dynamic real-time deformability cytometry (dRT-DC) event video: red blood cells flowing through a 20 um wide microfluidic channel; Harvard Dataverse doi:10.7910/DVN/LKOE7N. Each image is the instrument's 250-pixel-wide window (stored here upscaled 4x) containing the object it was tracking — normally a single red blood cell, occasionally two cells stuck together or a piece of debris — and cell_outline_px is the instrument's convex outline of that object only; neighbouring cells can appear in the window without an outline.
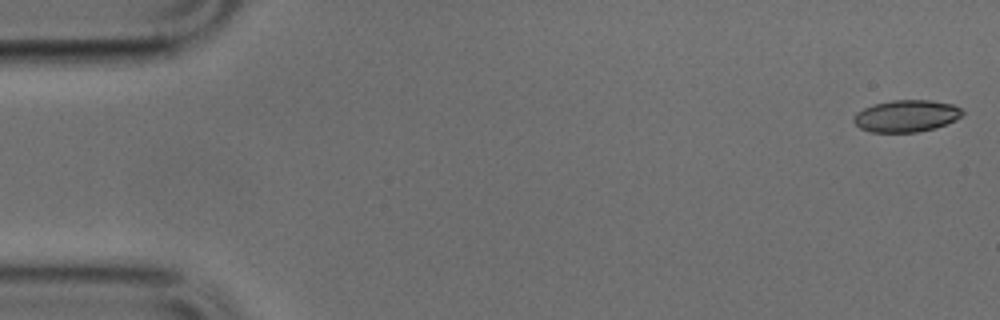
{"species": "common noctule bat (a hibernating species)", "species_latin": "Nyctalus noctula", "temperature_condition": "cold", "stored_images_in_passage": 10, "camera_frame_rate_fps": 3000, "um_per_image_px": 0.085, "animal": {"sex": "male", "body_mass_g": 17.9, "forearm_length_mm": 54.2}, "frame": {"image": 1, "passage_image": 1, "time_ms": 0.0, "image_size_px": [1000, 320], "cell_outline_px": [[964, 112], [956, 120], [936, 128], [916, 132], [872, 132], [860, 128], [852, 120], [856, 112], [872, 104], [892, 100], [932, 100], [952, 104], [960, 108]], "centroid_in_image_um": [77.03, 9.85], "position_along_channel_um": 8.0, "area_um2": 20.29}}